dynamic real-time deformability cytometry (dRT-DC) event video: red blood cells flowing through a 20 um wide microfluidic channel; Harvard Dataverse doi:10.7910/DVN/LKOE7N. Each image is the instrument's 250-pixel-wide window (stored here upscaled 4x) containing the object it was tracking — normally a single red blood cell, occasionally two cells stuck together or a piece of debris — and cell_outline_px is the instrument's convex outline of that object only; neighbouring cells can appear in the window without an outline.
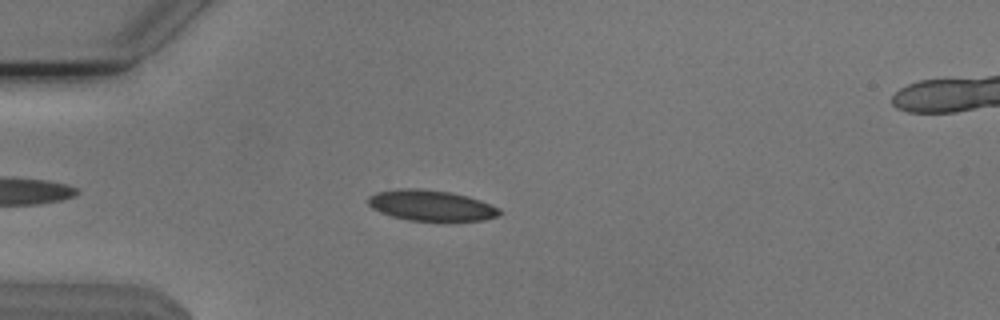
{"species": "Egyptian fruit bat (a non-hibernating species)", "species_latin": "Rousettus aegyptiacus", "temperature_condition": "cold", "stored_images_in_passage": 47, "camera_frame_rate_fps": 3000, "um_per_image_px": 0.085, "animal": {"sex": "male"}, "frame": {"image": 1, "passage_image": 8, "time_ms": 2.333, "image_size_px": [1000, 320], "cell_outline_px": [[504, 212], [496, 216], [484, 220], [444, 224], [408, 220], [392, 216], [380, 212], [372, 208], [368, 204], [368, 196], [376, 192], [400, 188], [420, 188], [452, 192], [468, 196], [480, 200], [500, 208]], "centroid_in_image_um": [36.69, 17.51], "position_along_channel_um": 48.3, "area_um2": 24.62}}
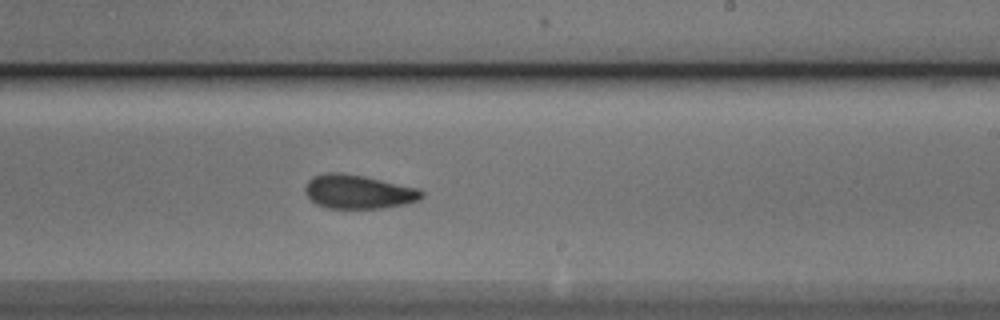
{"frame": {"image": 2, "passage_image": 26, "time_ms": 8.333, "image_size_px": [1000, 320], "cell_outline_px": [[424, 196], [420, 200], [404, 204], [384, 208], [328, 208], [316, 204], [304, 192], [304, 188], [308, 180], [312, 176], [328, 172], [340, 172], [364, 176], [420, 188], [424, 192]], "centroid_in_image_um": [30.47, 16.29], "position_along_channel_um": 258.5, "area_um2": 23.24}}
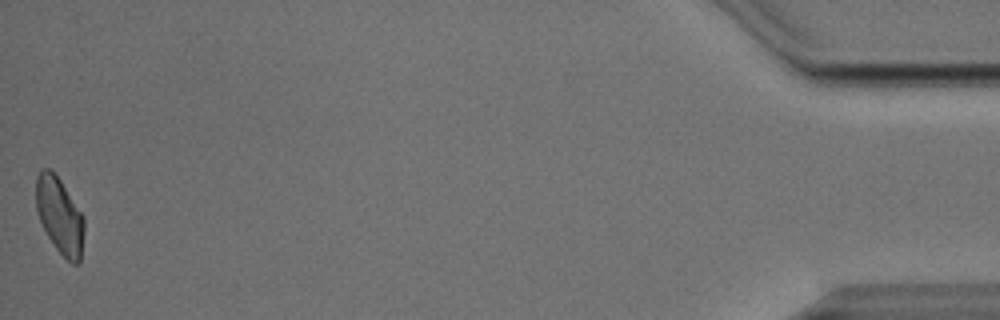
{"frame": {"image": 3, "passage_image": 47, "time_ms": 15.333, "image_size_px": [1000, 320], "cell_outline_px": [[84, 232], [80, 260], [76, 264], [72, 264], [56, 248], [48, 236], [40, 220], [36, 208], [36, 176], [44, 168], [48, 168], [60, 180], [84, 216]], "centroid_in_image_um": [5.08, 18.33], "position_along_channel_um": 430.1, "area_um2": 21.04}, "authors_computed_cell_mechanics": {"area_um2": 22.831, "velocity_mm_per_s": 3.7993, "shape_relaxation_time_tau1_ms": 3.6017, "shape_relaxation_time_tau2_ms": 2.5127, "deformation_change_tau1": 0.1146, "deformation_change_tau2": 0.0836}}